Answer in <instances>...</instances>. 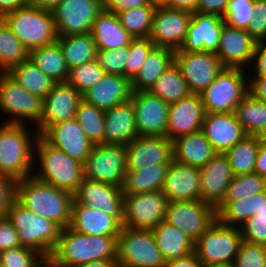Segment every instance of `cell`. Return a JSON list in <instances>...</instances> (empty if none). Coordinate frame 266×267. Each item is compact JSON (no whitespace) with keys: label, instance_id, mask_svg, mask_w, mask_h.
I'll list each match as a JSON object with an SVG mask.
<instances>
[{"label":"cell","instance_id":"cell-64","mask_svg":"<svg viewBox=\"0 0 266 267\" xmlns=\"http://www.w3.org/2000/svg\"><path fill=\"white\" fill-rule=\"evenodd\" d=\"M25 0H0V19L19 7L26 5Z\"/></svg>","mask_w":266,"mask_h":267},{"label":"cell","instance_id":"cell-46","mask_svg":"<svg viewBox=\"0 0 266 267\" xmlns=\"http://www.w3.org/2000/svg\"><path fill=\"white\" fill-rule=\"evenodd\" d=\"M266 191V179L258 174L234 176L222 202H235Z\"/></svg>","mask_w":266,"mask_h":267},{"label":"cell","instance_id":"cell-18","mask_svg":"<svg viewBox=\"0 0 266 267\" xmlns=\"http://www.w3.org/2000/svg\"><path fill=\"white\" fill-rule=\"evenodd\" d=\"M192 14L186 10L157 6L149 38L157 47L178 50L187 35Z\"/></svg>","mask_w":266,"mask_h":267},{"label":"cell","instance_id":"cell-5","mask_svg":"<svg viewBox=\"0 0 266 267\" xmlns=\"http://www.w3.org/2000/svg\"><path fill=\"white\" fill-rule=\"evenodd\" d=\"M6 217L17 230L22 246L38 251L47 260L51 257L61 232L55 222L36 215L16 198Z\"/></svg>","mask_w":266,"mask_h":267},{"label":"cell","instance_id":"cell-30","mask_svg":"<svg viewBox=\"0 0 266 267\" xmlns=\"http://www.w3.org/2000/svg\"><path fill=\"white\" fill-rule=\"evenodd\" d=\"M104 144L128 145L138 137L132 101L104 111Z\"/></svg>","mask_w":266,"mask_h":267},{"label":"cell","instance_id":"cell-21","mask_svg":"<svg viewBox=\"0 0 266 267\" xmlns=\"http://www.w3.org/2000/svg\"><path fill=\"white\" fill-rule=\"evenodd\" d=\"M225 21L216 15L194 12L188 25L181 52L216 53Z\"/></svg>","mask_w":266,"mask_h":267},{"label":"cell","instance_id":"cell-48","mask_svg":"<svg viewBox=\"0 0 266 267\" xmlns=\"http://www.w3.org/2000/svg\"><path fill=\"white\" fill-rule=\"evenodd\" d=\"M48 260L38 251L19 246L0 252V265L3 267H44Z\"/></svg>","mask_w":266,"mask_h":267},{"label":"cell","instance_id":"cell-26","mask_svg":"<svg viewBox=\"0 0 266 267\" xmlns=\"http://www.w3.org/2000/svg\"><path fill=\"white\" fill-rule=\"evenodd\" d=\"M200 169L201 201L217 207L224 199L233 173L224 153H216Z\"/></svg>","mask_w":266,"mask_h":267},{"label":"cell","instance_id":"cell-7","mask_svg":"<svg viewBox=\"0 0 266 267\" xmlns=\"http://www.w3.org/2000/svg\"><path fill=\"white\" fill-rule=\"evenodd\" d=\"M241 68H224L200 93L206 113H232L249 93V80ZM247 80V81H246Z\"/></svg>","mask_w":266,"mask_h":267},{"label":"cell","instance_id":"cell-8","mask_svg":"<svg viewBox=\"0 0 266 267\" xmlns=\"http://www.w3.org/2000/svg\"><path fill=\"white\" fill-rule=\"evenodd\" d=\"M120 267H163L165 260L151 230L121 227L117 237Z\"/></svg>","mask_w":266,"mask_h":267},{"label":"cell","instance_id":"cell-2","mask_svg":"<svg viewBox=\"0 0 266 267\" xmlns=\"http://www.w3.org/2000/svg\"><path fill=\"white\" fill-rule=\"evenodd\" d=\"M16 199L36 215L69 227L73 194L33 176L16 181Z\"/></svg>","mask_w":266,"mask_h":267},{"label":"cell","instance_id":"cell-25","mask_svg":"<svg viewBox=\"0 0 266 267\" xmlns=\"http://www.w3.org/2000/svg\"><path fill=\"white\" fill-rule=\"evenodd\" d=\"M200 169L173 161L162 187L168 202L201 200Z\"/></svg>","mask_w":266,"mask_h":267},{"label":"cell","instance_id":"cell-45","mask_svg":"<svg viewBox=\"0 0 266 267\" xmlns=\"http://www.w3.org/2000/svg\"><path fill=\"white\" fill-rule=\"evenodd\" d=\"M156 5H146L118 14L121 25L133 38H148L152 31Z\"/></svg>","mask_w":266,"mask_h":267},{"label":"cell","instance_id":"cell-65","mask_svg":"<svg viewBox=\"0 0 266 267\" xmlns=\"http://www.w3.org/2000/svg\"><path fill=\"white\" fill-rule=\"evenodd\" d=\"M60 2L61 0H29L27 4L40 9L53 11Z\"/></svg>","mask_w":266,"mask_h":267},{"label":"cell","instance_id":"cell-58","mask_svg":"<svg viewBox=\"0 0 266 267\" xmlns=\"http://www.w3.org/2000/svg\"><path fill=\"white\" fill-rule=\"evenodd\" d=\"M229 0H198L197 12L223 17Z\"/></svg>","mask_w":266,"mask_h":267},{"label":"cell","instance_id":"cell-39","mask_svg":"<svg viewBox=\"0 0 266 267\" xmlns=\"http://www.w3.org/2000/svg\"><path fill=\"white\" fill-rule=\"evenodd\" d=\"M149 92L168 104L178 102L192 94L175 62L159 76Z\"/></svg>","mask_w":266,"mask_h":267},{"label":"cell","instance_id":"cell-59","mask_svg":"<svg viewBox=\"0 0 266 267\" xmlns=\"http://www.w3.org/2000/svg\"><path fill=\"white\" fill-rule=\"evenodd\" d=\"M254 59L255 75L253 77H264L266 79V42L256 44Z\"/></svg>","mask_w":266,"mask_h":267},{"label":"cell","instance_id":"cell-9","mask_svg":"<svg viewBox=\"0 0 266 267\" xmlns=\"http://www.w3.org/2000/svg\"><path fill=\"white\" fill-rule=\"evenodd\" d=\"M242 241L239 227L217 219L195 242L194 252L204 265L234 263Z\"/></svg>","mask_w":266,"mask_h":267},{"label":"cell","instance_id":"cell-34","mask_svg":"<svg viewBox=\"0 0 266 267\" xmlns=\"http://www.w3.org/2000/svg\"><path fill=\"white\" fill-rule=\"evenodd\" d=\"M175 62V50L155 46L131 81L133 91H149L159 76Z\"/></svg>","mask_w":266,"mask_h":267},{"label":"cell","instance_id":"cell-10","mask_svg":"<svg viewBox=\"0 0 266 267\" xmlns=\"http://www.w3.org/2000/svg\"><path fill=\"white\" fill-rule=\"evenodd\" d=\"M0 111L10 115L7 123L23 125L24 119H30L39 126L43 98L27 91L7 73H0Z\"/></svg>","mask_w":266,"mask_h":267},{"label":"cell","instance_id":"cell-49","mask_svg":"<svg viewBox=\"0 0 266 267\" xmlns=\"http://www.w3.org/2000/svg\"><path fill=\"white\" fill-rule=\"evenodd\" d=\"M155 44L148 38H134L129 44V54L124 68V77L132 81L138 74Z\"/></svg>","mask_w":266,"mask_h":267},{"label":"cell","instance_id":"cell-42","mask_svg":"<svg viewBox=\"0 0 266 267\" xmlns=\"http://www.w3.org/2000/svg\"><path fill=\"white\" fill-rule=\"evenodd\" d=\"M234 113L246 135L257 136L266 124V102L250 92L236 106Z\"/></svg>","mask_w":266,"mask_h":267},{"label":"cell","instance_id":"cell-6","mask_svg":"<svg viewBox=\"0 0 266 267\" xmlns=\"http://www.w3.org/2000/svg\"><path fill=\"white\" fill-rule=\"evenodd\" d=\"M2 20L28 51L57 41L52 11L26 4L10 11Z\"/></svg>","mask_w":266,"mask_h":267},{"label":"cell","instance_id":"cell-51","mask_svg":"<svg viewBox=\"0 0 266 267\" xmlns=\"http://www.w3.org/2000/svg\"><path fill=\"white\" fill-rule=\"evenodd\" d=\"M129 54V46L110 50L97 49L96 60L106 74L124 76V68Z\"/></svg>","mask_w":266,"mask_h":267},{"label":"cell","instance_id":"cell-12","mask_svg":"<svg viewBox=\"0 0 266 267\" xmlns=\"http://www.w3.org/2000/svg\"><path fill=\"white\" fill-rule=\"evenodd\" d=\"M168 200L162 190L124 195V227L153 230L165 220Z\"/></svg>","mask_w":266,"mask_h":267},{"label":"cell","instance_id":"cell-24","mask_svg":"<svg viewBox=\"0 0 266 267\" xmlns=\"http://www.w3.org/2000/svg\"><path fill=\"white\" fill-rule=\"evenodd\" d=\"M205 114L200 94H191L169 104L167 138L173 141L180 136L200 131Z\"/></svg>","mask_w":266,"mask_h":267},{"label":"cell","instance_id":"cell-60","mask_svg":"<svg viewBox=\"0 0 266 267\" xmlns=\"http://www.w3.org/2000/svg\"><path fill=\"white\" fill-rule=\"evenodd\" d=\"M249 92L255 98L266 102V79L264 77L249 78Z\"/></svg>","mask_w":266,"mask_h":267},{"label":"cell","instance_id":"cell-43","mask_svg":"<svg viewBox=\"0 0 266 267\" xmlns=\"http://www.w3.org/2000/svg\"><path fill=\"white\" fill-rule=\"evenodd\" d=\"M27 59L28 49L0 19V73H7L12 67Z\"/></svg>","mask_w":266,"mask_h":267},{"label":"cell","instance_id":"cell-63","mask_svg":"<svg viewBox=\"0 0 266 267\" xmlns=\"http://www.w3.org/2000/svg\"><path fill=\"white\" fill-rule=\"evenodd\" d=\"M254 173L266 179V143H260Z\"/></svg>","mask_w":266,"mask_h":267},{"label":"cell","instance_id":"cell-31","mask_svg":"<svg viewBox=\"0 0 266 267\" xmlns=\"http://www.w3.org/2000/svg\"><path fill=\"white\" fill-rule=\"evenodd\" d=\"M172 142L174 161L198 168L206 165L217 153L201 130L180 136Z\"/></svg>","mask_w":266,"mask_h":267},{"label":"cell","instance_id":"cell-68","mask_svg":"<svg viewBox=\"0 0 266 267\" xmlns=\"http://www.w3.org/2000/svg\"><path fill=\"white\" fill-rule=\"evenodd\" d=\"M257 137L260 143H266V124L262 131L257 135Z\"/></svg>","mask_w":266,"mask_h":267},{"label":"cell","instance_id":"cell-62","mask_svg":"<svg viewBox=\"0 0 266 267\" xmlns=\"http://www.w3.org/2000/svg\"><path fill=\"white\" fill-rule=\"evenodd\" d=\"M197 5L198 0H167L163 6L194 13L197 12Z\"/></svg>","mask_w":266,"mask_h":267},{"label":"cell","instance_id":"cell-37","mask_svg":"<svg viewBox=\"0 0 266 267\" xmlns=\"http://www.w3.org/2000/svg\"><path fill=\"white\" fill-rule=\"evenodd\" d=\"M170 164H159L137 171H126L122 192L127 194L147 193L162 190Z\"/></svg>","mask_w":266,"mask_h":267},{"label":"cell","instance_id":"cell-20","mask_svg":"<svg viewBox=\"0 0 266 267\" xmlns=\"http://www.w3.org/2000/svg\"><path fill=\"white\" fill-rule=\"evenodd\" d=\"M82 95L67 82L55 83L43 98V115L36 127L41 136L50 126L75 118Z\"/></svg>","mask_w":266,"mask_h":267},{"label":"cell","instance_id":"cell-57","mask_svg":"<svg viewBox=\"0 0 266 267\" xmlns=\"http://www.w3.org/2000/svg\"><path fill=\"white\" fill-rule=\"evenodd\" d=\"M104 10L115 15L140 6L154 5L148 0H103Z\"/></svg>","mask_w":266,"mask_h":267},{"label":"cell","instance_id":"cell-19","mask_svg":"<svg viewBox=\"0 0 266 267\" xmlns=\"http://www.w3.org/2000/svg\"><path fill=\"white\" fill-rule=\"evenodd\" d=\"M73 199L114 217L121 225L124 219V194L122 187L83 178Z\"/></svg>","mask_w":266,"mask_h":267},{"label":"cell","instance_id":"cell-22","mask_svg":"<svg viewBox=\"0 0 266 267\" xmlns=\"http://www.w3.org/2000/svg\"><path fill=\"white\" fill-rule=\"evenodd\" d=\"M41 137L51 146L62 150L82 164L89 157L94 146L75 119L50 126Z\"/></svg>","mask_w":266,"mask_h":267},{"label":"cell","instance_id":"cell-11","mask_svg":"<svg viewBox=\"0 0 266 267\" xmlns=\"http://www.w3.org/2000/svg\"><path fill=\"white\" fill-rule=\"evenodd\" d=\"M84 177L105 184L122 187L127 171L124 145H94L83 164Z\"/></svg>","mask_w":266,"mask_h":267},{"label":"cell","instance_id":"cell-29","mask_svg":"<svg viewBox=\"0 0 266 267\" xmlns=\"http://www.w3.org/2000/svg\"><path fill=\"white\" fill-rule=\"evenodd\" d=\"M69 227L85 235L118 236L122 225L106 212L79 204L73 199Z\"/></svg>","mask_w":266,"mask_h":267},{"label":"cell","instance_id":"cell-53","mask_svg":"<svg viewBox=\"0 0 266 267\" xmlns=\"http://www.w3.org/2000/svg\"><path fill=\"white\" fill-rule=\"evenodd\" d=\"M242 240L266 246V216H252L241 227Z\"/></svg>","mask_w":266,"mask_h":267},{"label":"cell","instance_id":"cell-33","mask_svg":"<svg viewBox=\"0 0 266 267\" xmlns=\"http://www.w3.org/2000/svg\"><path fill=\"white\" fill-rule=\"evenodd\" d=\"M97 49H114L129 46L134 39L121 25L117 15L103 10L95 19L91 31Z\"/></svg>","mask_w":266,"mask_h":267},{"label":"cell","instance_id":"cell-15","mask_svg":"<svg viewBox=\"0 0 266 267\" xmlns=\"http://www.w3.org/2000/svg\"><path fill=\"white\" fill-rule=\"evenodd\" d=\"M175 63L192 94L203 92L225 68L213 52H181L178 49Z\"/></svg>","mask_w":266,"mask_h":267},{"label":"cell","instance_id":"cell-32","mask_svg":"<svg viewBox=\"0 0 266 267\" xmlns=\"http://www.w3.org/2000/svg\"><path fill=\"white\" fill-rule=\"evenodd\" d=\"M217 219L229 226L241 227L252 216H266V191L235 202H221Z\"/></svg>","mask_w":266,"mask_h":267},{"label":"cell","instance_id":"cell-14","mask_svg":"<svg viewBox=\"0 0 266 267\" xmlns=\"http://www.w3.org/2000/svg\"><path fill=\"white\" fill-rule=\"evenodd\" d=\"M103 10V0H61L52 11L57 36L90 32Z\"/></svg>","mask_w":266,"mask_h":267},{"label":"cell","instance_id":"cell-3","mask_svg":"<svg viewBox=\"0 0 266 267\" xmlns=\"http://www.w3.org/2000/svg\"><path fill=\"white\" fill-rule=\"evenodd\" d=\"M28 131L24 124L0 126V173L16 181L32 176L35 171L33 154L39 134L35 132L32 137Z\"/></svg>","mask_w":266,"mask_h":267},{"label":"cell","instance_id":"cell-4","mask_svg":"<svg viewBox=\"0 0 266 267\" xmlns=\"http://www.w3.org/2000/svg\"><path fill=\"white\" fill-rule=\"evenodd\" d=\"M34 150V159L38 158L40 171L33 172L32 176L74 194L84 178L83 164L51 146L40 135Z\"/></svg>","mask_w":266,"mask_h":267},{"label":"cell","instance_id":"cell-61","mask_svg":"<svg viewBox=\"0 0 266 267\" xmlns=\"http://www.w3.org/2000/svg\"><path fill=\"white\" fill-rule=\"evenodd\" d=\"M201 261L195 252L186 257L165 261L163 267H200Z\"/></svg>","mask_w":266,"mask_h":267},{"label":"cell","instance_id":"cell-28","mask_svg":"<svg viewBox=\"0 0 266 267\" xmlns=\"http://www.w3.org/2000/svg\"><path fill=\"white\" fill-rule=\"evenodd\" d=\"M131 81L117 74H106L82 95V99L99 109L107 110L128 102L132 96Z\"/></svg>","mask_w":266,"mask_h":267},{"label":"cell","instance_id":"cell-13","mask_svg":"<svg viewBox=\"0 0 266 267\" xmlns=\"http://www.w3.org/2000/svg\"><path fill=\"white\" fill-rule=\"evenodd\" d=\"M216 220L215 207L195 200L168 202L164 221L178 227L195 243Z\"/></svg>","mask_w":266,"mask_h":267},{"label":"cell","instance_id":"cell-38","mask_svg":"<svg viewBox=\"0 0 266 267\" xmlns=\"http://www.w3.org/2000/svg\"><path fill=\"white\" fill-rule=\"evenodd\" d=\"M68 69L96 59L97 47L90 32L58 36Z\"/></svg>","mask_w":266,"mask_h":267},{"label":"cell","instance_id":"cell-23","mask_svg":"<svg viewBox=\"0 0 266 267\" xmlns=\"http://www.w3.org/2000/svg\"><path fill=\"white\" fill-rule=\"evenodd\" d=\"M256 44L257 42L245 29L225 24L215 54L225 68L246 69L247 65L253 63Z\"/></svg>","mask_w":266,"mask_h":267},{"label":"cell","instance_id":"cell-52","mask_svg":"<svg viewBox=\"0 0 266 267\" xmlns=\"http://www.w3.org/2000/svg\"><path fill=\"white\" fill-rule=\"evenodd\" d=\"M234 266L266 267V246L242 241Z\"/></svg>","mask_w":266,"mask_h":267},{"label":"cell","instance_id":"cell-1","mask_svg":"<svg viewBox=\"0 0 266 267\" xmlns=\"http://www.w3.org/2000/svg\"><path fill=\"white\" fill-rule=\"evenodd\" d=\"M117 237L85 235L70 227L61 229L48 259L49 267H81L97 260H117Z\"/></svg>","mask_w":266,"mask_h":267},{"label":"cell","instance_id":"cell-36","mask_svg":"<svg viewBox=\"0 0 266 267\" xmlns=\"http://www.w3.org/2000/svg\"><path fill=\"white\" fill-rule=\"evenodd\" d=\"M29 60L56 83L67 81L69 69L66 65L63 51L57 41L30 50Z\"/></svg>","mask_w":266,"mask_h":267},{"label":"cell","instance_id":"cell-41","mask_svg":"<svg viewBox=\"0 0 266 267\" xmlns=\"http://www.w3.org/2000/svg\"><path fill=\"white\" fill-rule=\"evenodd\" d=\"M259 147L258 137L247 135L224 153L234 176L254 173Z\"/></svg>","mask_w":266,"mask_h":267},{"label":"cell","instance_id":"cell-16","mask_svg":"<svg viewBox=\"0 0 266 267\" xmlns=\"http://www.w3.org/2000/svg\"><path fill=\"white\" fill-rule=\"evenodd\" d=\"M125 148L127 171L174 161L173 142L166 136H138Z\"/></svg>","mask_w":266,"mask_h":267},{"label":"cell","instance_id":"cell-55","mask_svg":"<svg viewBox=\"0 0 266 267\" xmlns=\"http://www.w3.org/2000/svg\"><path fill=\"white\" fill-rule=\"evenodd\" d=\"M16 198V180L0 173V217L7 215L10 205Z\"/></svg>","mask_w":266,"mask_h":267},{"label":"cell","instance_id":"cell-17","mask_svg":"<svg viewBox=\"0 0 266 267\" xmlns=\"http://www.w3.org/2000/svg\"><path fill=\"white\" fill-rule=\"evenodd\" d=\"M138 136H166L169 104L149 91H133L131 99Z\"/></svg>","mask_w":266,"mask_h":267},{"label":"cell","instance_id":"cell-67","mask_svg":"<svg viewBox=\"0 0 266 267\" xmlns=\"http://www.w3.org/2000/svg\"><path fill=\"white\" fill-rule=\"evenodd\" d=\"M200 267H235V266H234V263H217V264H210V265L202 264Z\"/></svg>","mask_w":266,"mask_h":267},{"label":"cell","instance_id":"cell-56","mask_svg":"<svg viewBox=\"0 0 266 267\" xmlns=\"http://www.w3.org/2000/svg\"><path fill=\"white\" fill-rule=\"evenodd\" d=\"M19 246L22 245L17 230L6 216L0 217V252Z\"/></svg>","mask_w":266,"mask_h":267},{"label":"cell","instance_id":"cell-27","mask_svg":"<svg viewBox=\"0 0 266 267\" xmlns=\"http://www.w3.org/2000/svg\"><path fill=\"white\" fill-rule=\"evenodd\" d=\"M201 131L217 153H225L247 136L234 112L206 113Z\"/></svg>","mask_w":266,"mask_h":267},{"label":"cell","instance_id":"cell-35","mask_svg":"<svg viewBox=\"0 0 266 267\" xmlns=\"http://www.w3.org/2000/svg\"><path fill=\"white\" fill-rule=\"evenodd\" d=\"M165 261L188 256L195 250V243L178 227L162 221L152 230Z\"/></svg>","mask_w":266,"mask_h":267},{"label":"cell","instance_id":"cell-40","mask_svg":"<svg viewBox=\"0 0 266 267\" xmlns=\"http://www.w3.org/2000/svg\"><path fill=\"white\" fill-rule=\"evenodd\" d=\"M7 74L30 93L44 98L56 83L29 59L12 67Z\"/></svg>","mask_w":266,"mask_h":267},{"label":"cell","instance_id":"cell-54","mask_svg":"<svg viewBox=\"0 0 266 267\" xmlns=\"http://www.w3.org/2000/svg\"><path fill=\"white\" fill-rule=\"evenodd\" d=\"M246 31L257 43L266 42V0H255L253 16Z\"/></svg>","mask_w":266,"mask_h":267},{"label":"cell","instance_id":"cell-69","mask_svg":"<svg viewBox=\"0 0 266 267\" xmlns=\"http://www.w3.org/2000/svg\"><path fill=\"white\" fill-rule=\"evenodd\" d=\"M151 4L156 6H163L167 0H148Z\"/></svg>","mask_w":266,"mask_h":267},{"label":"cell","instance_id":"cell-47","mask_svg":"<svg viewBox=\"0 0 266 267\" xmlns=\"http://www.w3.org/2000/svg\"><path fill=\"white\" fill-rule=\"evenodd\" d=\"M105 75L96 59L69 69L67 83L81 95L95 85Z\"/></svg>","mask_w":266,"mask_h":267},{"label":"cell","instance_id":"cell-66","mask_svg":"<svg viewBox=\"0 0 266 267\" xmlns=\"http://www.w3.org/2000/svg\"><path fill=\"white\" fill-rule=\"evenodd\" d=\"M81 267H120V264L117 260H97Z\"/></svg>","mask_w":266,"mask_h":267},{"label":"cell","instance_id":"cell-50","mask_svg":"<svg viewBox=\"0 0 266 267\" xmlns=\"http://www.w3.org/2000/svg\"><path fill=\"white\" fill-rule=\"evenodd\" d=\"M255 0H229L222 19L225 24L239 29H247L253 16Z\"/></svg>","mask_w":266,"mask_h":267},{"label":"cell","instance_id":"cell-44","mask_svg":"<svg viewBox=\"0 0 266 267\" xmlns=\"http://www.w3.org/2000/svg\"><path fill=\"white\" fill-rule=\"evenodd\" d=\"M74 119L82 126L87 139L93 145L104 144V110L82 99L78 104Z\"/></svg>","mask_w":266,"mask_h":267}]
</instances>
